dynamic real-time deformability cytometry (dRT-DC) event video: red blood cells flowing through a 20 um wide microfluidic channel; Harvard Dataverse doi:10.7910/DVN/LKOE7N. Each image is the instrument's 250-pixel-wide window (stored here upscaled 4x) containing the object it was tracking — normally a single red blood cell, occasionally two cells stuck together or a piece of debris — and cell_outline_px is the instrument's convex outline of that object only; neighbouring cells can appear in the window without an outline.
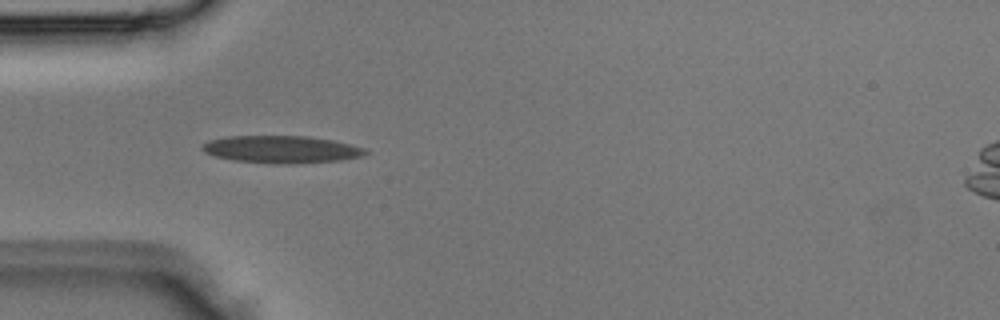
{"species": "Egyptian fruit bat (a non-hibernating species)", "species_latin": "Rousettus aegyptiacus", "temperature_condition": "room temperature", "stored_images_in_passage": 2, "camera_frame_rate_fps": 3000, "um_per_image_px": 0.085, "animal": {"sex": "male"}, "frame": {"image": 1, "passage_image": 2, "time_ms": 0.333, "image_size_px": [1000, 320], "cell_outline_px": [[368, 152], [364, 156], [340, 160], [288, 164], [272, 164], [236, 160], [216, 156], [204, 152], [200, 148], [208, 140], [228, 136], [308, 136], [332, 140], [364, 148]], "centroid_in_image_um": [23.91, 12.69], "position_along_channel_um": 61.1, "area_um2": 25.89}}